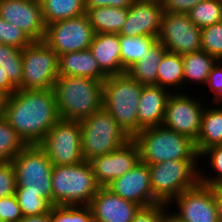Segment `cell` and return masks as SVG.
I'll return each instance as SVG.
<instances>
[{
  "instance_id": "obj_25",
  "label": "cell",
  "mask_w": 222,
  "mask_h": 222,
  "mask_svg": "<svg viewBox=\"0 0 222 222\" xmlns=\"http://www.w3.org/2000/svg\"><path fill=\"white\" fill-rule=\"evenodd\" d=\"M85 10L95 34H119L128 13V8L118 7L85 8Z\"/></svg>"
},
{
  "instance_id": "obj_24",
  "label": "cell",
  "mask_w": 222,
  "mask_h": 222,
  "mask_svg": "<svg viewBox=\"0 0 222 222\" xmlns=\"http://www.w3.org/2000/svg\"><path fill=\"white\" fill-rule=\"evenodd\" d=\"M183 58L184 92L190 84L196 83L201 87L206 84L212 67L218 61L203 50L186 53ZM190 83V84H188ZM188 84V85H186Z\"/></svg>"
},
{
  "instance_id": "obj_43",
  "label": "cell",
  "mask_w": 222,
  "mask_h": 222,
  "mask_svg": "<svg viewBox=\"0 0 222 222\" xmlns=\"http://www.w3.org/2000/svg\"><path fill=\"white\" fill-rule=\"evenodd\" d=\"M135 0H85V8L118 7L129 8Z\"/></svg>"
},
{
  "instance_id": "obj_42",
  "label": "cell",
  "mask_w": 222,
  "mask_h": 222,
  "mask_svg": "<svg viewBox=\"0 0 222 222\" xmlns=\"http://www.w3.org/2000/svg\"><path fill=\"white\" fill-rule=\"evenodd\" d=\"M200 1L203 0H165L162 3L163 12L187 14Z\"/></svg>"
},
{
  "instance_id": "obj_29",
  "label": "cell",
  "mask_w": 222,
  "mask_h": 222,
  "mask_svg": "<svg viewBox=\"0 0 222 222\" xmlns=\"http://www.w3.org/2000/svg\"><path fill=\"white\" fill-rule=\"evenodd\" d=\"M121 63L125 71L146 54V51L157 41L150 36L119 35Z\"/></svg>"
},
{
  "instance_id": "obj_48",
  "label": "cell",
  "mask_w": 222,
  "mask_h": 222,
  "mask_svg": "<svg viewBox=\"0 0 222 222\" xmlns=\"http://www.w3.org/2000/svg\"><path fill=\"white\" fill-rule=\"evenodd\" d=\"M164 222H182L181 220H179L176 216H174L171 211L167 212L165 215V221Z\"/></svg>"
},
{
  "instance_id": "obj_44",
  "label": "cell",
  "mask_w": 222,
  "mask_h": 222,
  "mask_svg": "<svg viewBox=\"0 0 222 222\" xmlns=\"http://www.w3.org/2000/svg\"><path fill=\"white\" fill-rule=\"evenodd\" d=\"M18 88L9 80L7 74L0 66V90L5 92L8 96L12 95Z\"/></svg>"
},
{
  "instance_id": "obj_2",
  "label": "cell",
  "mask_w": 222,
  "mask_h": 222,
  "mask_svg": "<svg viewBox=\"0 0 222 222\" xmlns=\"http://www.w3.org/2000/svg\"><path fill=\"white\" fill-rule=\"evenodd\" d=\"M60 119L80 121L103 108V82L79 76H59L53 86Z\"/></svg>"
},
{
  "instance_id": "obj_36",
  "label": "cell",
  "mask_w": 222,
  "mask_h": 222,
  "mask_svg": "<svg viewBox=\"0 0 222 222\" xmlns=\"http://www.w3.org/2000/svg\"><path fill=\"white\" fill-rule=\"evenodd\" d=\"M32 42L33 40L23 30L0 17V43L22 50Z\"/></svg>"
},
{
  "instance_id": "obj_22",
  "label": "cell",
  "mask_w": 222,
  "mask_h": 222,
  "mask_svg": "<svg viewBox=\"0 0 222 222\" xmlns=\"http://www.w3.org/2000/svg\"><path fill=\"white\" fill-rule=\"evenodd\" d=\"M59 76H79L104 82L107 76L101 71L90 49L58 56Z\"/></svg>"
},
{
  "instance_id": "obj_1",
  "label": "cell",
  "mask_w": 222,
  "mask_h": 222,
  "mask_svg": "<svg viewBox=\"0 0 222 222\" xmlns=\"http://www.w3.org/2000/svg\"><path fill=\"white\" fill-rule=\"evenodd\" d=\"M3 117L27 145L39 144L60 119L53 89H17Z\"/></svg>"
},
{
  "instance_id": "obj_16",
  "label": "cell",
  "mask_w": 222,
  "mask_h": 222,
  "mask_svg": "<svg viewBox=\"0 0 222 222\" xmlns=\"http://www.w3.org/2000/svg\"><path fill=\"white\" fill-rule=\"evenodd\" d=\"M140 161L137 143L131 139L117 150L89 161L97 184L106 187L113 180L123 176Z\"/></svg>"
},
{
  "instance_id": "obj_3",
  "label": "cell",
  "mask_w": 222,
  "mask_h": 222,
  "mask_svg": "<svg viewBox=\"0 0 222 222\" xmlns=\"http://www.w3.org/2000/svg\"><path fill=\"white\" fill-rule=\"evenodd\" d=\"M143 85L127 72L103 82V108L133 139L138 134V105Z\"/></svg>"
},
{
  "instance_id": "obj_18",
  "label": "cell",
  "mask_w": 222,
  "mask_h": 222,
  "mask_svg": "<svg viewBox=\"0 0 222 222\" xmlns=\"http://www.w3.org/2000/svg\"><path fill=\"white\" fill-rule=\"evenodd\" d=\"M163 15V4L146 0H135L128 8L125 24L119 35L150 36L157 38Z\"/></svg>"
},
{
  "instance_id": "obj_30",
  "label": "cell",
  "mask_w": 222,
  "mask_h": 222,
  "mask_svg": "<svg viewBox=\"0 0 222 222\" xmlns=\"http://www.w3.org/2000/svg\"><path fill=\"white\" fill-rule=\"evenodd\" d=\"M203 158H208L210 160V162L209 160L206 162L207 165L209 164L208 168L211 167L210 171L213 170V173H210L208 170L204 171L201 167L202 165L199 164V182L210 185L212 187H222V145L211 146L204 150L199 155V163H201Z\"/></svg>"
},
{
  "instance_id": "obj_4",
  "label": "cell",
  "mask_w": 222,
  "mask_h": 222,
  "mask_svg": "<svg viewBox=\"0 0 222 222\" xmlns=\"http://www.w3.org/2000/svg\"><path fill=\"white\" fill-rule=\"evenodd\" d=\"M133 140L140 151V161L156 164L167 160H199L195 143L163 125L142 129Z\"/></svg>"
},
{
  "instance_id": "obj_6",
  "label": "cell",
  "mask_w": 222,
  "mask_h": 222,
  "mask_svg": "<svg viewBox=\"0 0 222 222\" xmlns=\"http://www.w3.org/2000/svg\"><path fill=\"white\" fill-rule=\"evenodd\" d=\"M16 172L15 193L38 194L52 204V162L38 144L26 145L12 160Z\"/></svg>"
},
{
  "instance_id": "obj_35",
  "label": "cell",
  "mask_w": 222,
  "mask_h": 222,
  "mask_svg": "<svg viewBox=\"0 0 222 222\" xmlns=\"http://www.w3.org/2000/svg\"><path fill=\"white\" fill-rule=\"evenodd\" d=\"M201 50L217 60L222 59V21L201 28Z\"/></svg>"
},
{
  "instance_id": "obj_31",
  "label": "cell",
  "mask_w": 222,
  "mask_h": 222,
  "mask_svg": "<svg viewBox=\"0 0 222 222\" xmlns=\"http://www.w3.org/2000/svg\"><path fill=\"white\" fill-rule=\"evenodd\" d=\"M26 145L8 121L0 116V162L12 161Z\"/></svg>"
},
{
  "instance_id": "obj_39",
  "label": "cell",
  "mask_w": 222,
  "mask_h": 222,
  "mask_svg": "<svg viewBox=\"0 0 222 222\" xmlns=\"http://www.w3.org/2000/svg\"><path fill=\"white\" fill-rule=\"evenodd\" d=\"M16 172L12 161L0 162V198L15 194Z\"/></svg>"
},
{
  "instance_id": "obj_46",
  "label": "cell",
  "mask_w": 222,
  "mask_h": 222,
  "mask_svg": "<svg viewBox=\"0 0 222 222\" xmlns=\"http://www.w3.org/2000/svg\"><path fill=\"white\" fill-rule=\"evenodd\" d=\"M215 197L217 202L219 222H222V187H215Z\"/></svg>"
},
{
  "instance_id": "obj_26",
  "label": "cell",
  "mask_w": 222,
  "mask_h": 222,
  "mask_svg": "<svg viewBox=\"0 0 222 222\" xmlns=\"http://www.w3.org/2000/svg\"><path fill=\"white\" fill-rule=\"evenodd\" d=\"M156 85L172 93L184 92L182 55L166 51L157 71Z\"/></svg>"
},
{
  "instance_id": "obj_47",
  "label": "cell",
  "mask_w": 222,
  "mask_h": 222,
  "mask_svg": "<svg viewBox=\"0 0 222 222\" xmlns=\"http://www.w3.org/2000/svg\"><path fill=\"white\" fill-rule=\"evenodd\" d=\"M8 95L0 90V116H3Z\"/></svg>"
},
{
  "instance_id": "obj_20",
  "label": "cell",
  "mask_w": 222,
  "mask_h": 222,
  "mask_svg": "<svg viewBox=\"0 0 222 222\" xmlns=\"http://www.w3.org/2000/svg\"><path fill=\"white\" fill-rule=\"evenodd\" d=\"M171 91L158 85H143L138 105V133L162 125Z\"/></svg>"
},
{
  "instance_id": "obj_8",
  "label": "cell",
  "mask_w": 222,
  "mask_h": 222,
  "mask_svg": "<svg viewBox=\"0 0 222 222\" xmlns=\"http://www.w3.org/2000/svg\"><path fill=\"white\" fill-rule=\"evenodd\" d=\"M199 160H167L147 164L153 198L169 204L182 192L199 182Z\"/></svg>"
},
{
  "instance_id": "obj_40",
  "label": "cell",
  "mask_w": 222,
  "mask_h": 222,
  "mask_svg": "<svg viewBox=\"0 0 222 222\" xmlns=\"http://www.w3.org/2000/svg\"><path fill=\"white\" fill-rule=\"evenodd\" d=\"M22 217L15 194L0 198V218L2 222H18Z\"/></svg>"
},
{
  "instance_id": "obj_45",
  "label": "cell",
  "mask_w": 222,
  "mask_h": 222,
  "mask_svg": "<svg viewBox=\"0 0 222 222\" xmlns=\"http://www.w3.org/2000/svg\"><path fill=\"white\" fill-rule=\"evenodd\" d=\"M18 222H50V211L34 216H23Z\"/></svg>"
},
{
  "instance_id": "obj_10",
  "label": "cell",
  "mask_w": 222,
  "mask_h": 222,
  "mask_svg": "<svg viewBox=\"0 0 222 222\" xmlns=\"http://www.w3.org/2000/svg\"><path fill=\"white\" fill-rule=\"evenodd\" d=\"M79 121L59 119L38 144L52 165H72L84 161Z\"/></svg>"
},
{
  "instance_id": "obj_15",
  "label": "cell",
  "mask_w": 222,
  "mask_h": 222,
  "mask_svg": "<svg viewBox=\"0 0 222 222\" xmlns=\"http://www.w3.org/2000/svg\"><path fill=\"white\" fill-rule=\"evenodd\" d=\"M0 17L23 30L33 41H43L46 24L40 0H0Z\"/></svg>"
},
{
  "instance_id": "obj_21",
  "label": "cell",
  "mask_w": 222,
  "mask_h": 222,
  "mask_svg": "<svg viewBox=\"0 0 222 222\" xmlns=\"http://www.w3.org/2000/svg\"><path fill=\"white\" fill-rule=\"evenodd\" d=\"M89 49L107 77L126 72L121 63L119 34H94Z\"/></svg>"
},
{
  "instance_id": "obj_7",
  "label": "cell",
  "mask_w": 222,
  "mask_h": 222,
  "mask_svg": "<svg viewBox=\"0 0 222 222\" xmlns=\"http://www.w3.org/2000/svg\"><path fill=\"white\" fill-rule=\"evenodd\" d=\"M82 133L81 151L84 160L111 153L124 146L132 138L104 109L79 121Z\"/></svg>"
},
{
  "instance_id": "obj_17",
  "label": "cell",
  "mask_w": 222,
  "mask_h": 222,
  "mask_svg": "<svg viewBox=\"0 0 222 222\" xmlns=\"http://www.w3.org/2000/svg\"><path fill=\"white\" fill-rule=\"evenodd\" d=\"M106 187L121 198L132 201L141 207L158 203L153 198L148 165L141 161Z\"/></svg>"
},
{
  "instance_id": "obj_11",
  "label": "cell",
  "mask_w": 222,
  "mask_h": 222,
  "mask_svg": "<svg viewBox=\"0 0 222 222\" xmlns=\"http://www.w3.org/2000/svg\"><path fill=\"white\" fill-rule=\"evenodd\" d=\"M192 97L187 92L172 93L166 105L162 125L195 142L200 132L206 104L201 98L194 95Z\"/></svg>"
},
{
  "instance_id": "obj_23",
  "label": "cell",
  "mask_w": 222,
  "mask_h": 222,
  "mask_svg": "<svg viewBox=\"0 0 222 222\" xmlns=\"http://www.w3.org/2000/svg\"><path fill=\"white\" fill-rule=\"evenodd\" d=\"M213 104H206L202 114L200 132L194 142L198 155L211 146L222 145V103Z\"/></svg>"
},
{
  "instance_id": "obj_37",
  "label": "cell",
  "mask_w": 222,
  "mask_h": 222,
  "mask_svg": "<svg viewBox=\"0 0 222 222\" xmlns=\"http://www.w3.org/2000/svg\"><path fill=\"white\" fill-rule=\"evenodd\" d=\"M22 215L34 216L49 212L53 206L46 198L38 197V194L15 193Z\"/></svg>"
},
{
  "instance_id": "obj_28",
  "label": "cell",
  "mask_w": 222,
  "mask_h": 222,
  "mask_svg": "<svg viewBox=\"0 0 222 222\" xmlns=\"http://www.w3.org/2000/svg\"><path fill=\"white\" fill-rule=\"evenodd\" d=\"M46 26L86 14L85 0H40Z\"/></svg>"
},
{
  "instance_id": "obj_32",
  "label": "cell",
  "mask_w": 222,
  "mask_h": 222,
  "mask_svg": "<svg viewBox=\"0 0 222 222\" xmlns=\"http://www.w3.org/2000/svg\"><path fill=\"white\" fill-rule=\"evenodd\" d=\"M187 15L199 28L219 23L222 21V0L200 1Z\"/></svg>"
},
{
  "instance_id": "obj_34",
  "label": "cell",
  "mask_w": 222,
  "mask_h": 222,
  "mask_svg": "<svg viewBox=\"0 0 222 222\" xmlns=\"http://www.w3.org/2000/svg\"><path fill=\"white\" fill-rule=\"evenodd\" d=\"M50 222H94V219L89 205H53Z\"/></svg>"
},
{
  "instance_id": "obj_12",
  "label": "cell",
  "mask_w": 222,
  "mask_h": 222,
  "mask_svg": "<svg viewBox=\"0 0 222 222\" xmlns=\"http://www.w3.org/2000/svg\"><path fill=\"white\" fill-rule=\"evenodd\" d=\"M94 34L87 15L83 14L47 25L43 41L59 56L89 49Z\"/></svg>"
},
{
  "instance_id": "obj_27",
  "label": "cell",
  "mask_w": 222,
  "mask_h": 222,
  "mask_svg": "<svg viewBox=\"0 0 222 222\" xmlns=\"http://www.w3.org/2000/svg\"><path fill=\"white\" fill-rule=\"evenodd\" d=\"M166 48L156 41L143 59L137 61L126 72L142 85H156L157 71Z\"/></svg>"
},
{
  "instance_id": "obj_33",
  "label": "cell",
  "mask_w": 222,
  "mask_h": 222,
  "mask_svg": "<svg viewBox=\"0 0 222 222\" xmlns=\"http://www.w3.org/2000/svg\"><path fill=\"white\" fill-rule=\"evenodd\" d=\"M0 66L9 80L18 88L22 82V50L0 43Z\"/></svg>"
},
{
  "instance_id": "obj_19",
  "label": "cell",
  "mask_w": 222,
  "mask_h": 222,
  "mask_svg": "<svg viewBox=\"0 0 222 222\" xmlns=\"http://www.w3.org/2000/svg\"><path fill=\"white\" fill-rule=\"evenodd\" d=\"M89 206L94 222H132L141 207L121 198L107 187H99Z\"/></svg>"
},
{
  "instance_id": "obj_14",
  "label": "cell",
  "mask_w": 222,
  "mask_h": 222,
  "mask_svg": "<svg viewBox=\"0 0 222 222\" xmlns=\"http://www.w3.org/2000/svg\"><path fill=\"white\" fill-rule=\"evenodd\" d=\"M168 52L184 55L201 50V28L187 14L163 12L157 37Z\"/></svg>"
},
{
  "instance_id": "obj_41",
  "label": "cell",
  "mask_w": 222,
  "mask_h": 222,
  "mask_svg": "<svg viewBox=\"0 0 222 222\" xmlns=\"http://www.w3.org/2000/svg\"><path fill=\"white\" fill-rule=\"evenodd\" d=\"M205 86L210 88L213 103H222V62L218 60L208 75Z\"/></svg>"
},
{
  "instance_id": "obj_13",
  "label": "cell",
  "mask_w": 222,
  "mask_h": 222,
  "mask_svg": "<svg viewBox=\"0 0 222 222\" xmlns=\"http://www.w3.org/2000/svg\"><path fill=\"white\" fill-rule=\"evenodd\" d=\"M168 206L182 222H219L215 187L201 182L182 192Z\"/></svg>"
},
{
  "instance_id": "obj_38",
  "label": "cell",
  "mask_w": 222,
  "mask_h": 222,
  "mask_svg": "<svg viewBox=\"0 0 222 222\" xmlns=\"http://www.w3.org/2000/svg\"><path fill=\"white\" fill-rule=\"evenodd\" d=\"M168 211V204L161 202L140 207L132 222H164Z\"/></svg>"
},
{
  "instance_id": "obj_49",
  "label": "cell",
  "mask_w": 222,
  "mask_h": 222,
  "mask_svg": "<svg viewBox=\"0 0 222 222\" xmlns=\"http://www.w3.org/2000/svg\"><path fill=\"white\" fill-rule=\"evenodd\" d=\"M146 1H153V2H157V3H163L165 0H146Z\"/></svg>"
},
{
  "instance_id": "obj_5",
  "label": "cell",
  "mask_w": 222,
  "mask_h": 222,
  "mask_svg": "<svg viewBox=\"0 0 222 222\" xmlns=\"http://www.w3.org/2000/svg\"><path fill=\"white\" fill-rule=\"evenodd\" d=\"M51 180L52 205H90L100 187L86 160L79 164L53 165Z\"/></svg>"
},
{
  "instance_id": "obj_9",
  "label": "cell",
  "mask_w": 222,
  "mask_h": 222,
  "mask_svg": "<svg viewBox=\"0 0 222 222\" xmlns=\"http://www.w3.org/2000/svg\"><path fill=\"white\" fill-rule=\"evenodd\" d=\"M23 75L18 89H53L58 74V54L44 41L22 49Z\"/></svg>"
}]
</instances>
